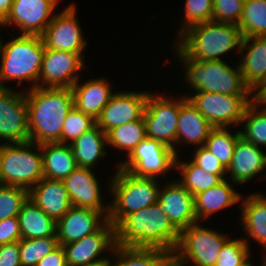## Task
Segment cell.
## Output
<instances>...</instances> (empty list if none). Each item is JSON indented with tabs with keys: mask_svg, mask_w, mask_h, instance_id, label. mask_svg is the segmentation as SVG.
<instances>
[{
	"mask_svg": "<svg viewBox=\"0 0 266 266\" xmlns=\"http://www.w3.org/2000/svg\"><path fill=\"white\" fill-rule=\"evenodd\" d=\"M29 141L39 145L61 143L67 113L74 106L72 88H25Z\"/></svg>",
	"mask_w": 266,
	"mask_h": 266,
	"instance_id": "obj_1",
	"label": "cell"
},
{
	"mask_svg": "<svg viewBox=\"0 0 266 266\" xmlns=\"http://www.w3.org/2000/svg\"><path fill=\"white\" fill-rule=\"evenodd\" d=\"M180 231L156 203L125 216L115 226L117 245L156 247L172 254L178 244Z\"/></svg>",
	"mask_w": 266,
	"mask_h": 266,
	"instance_id": "obj_2",
	"label": "cell"
},
{
	"mask_svg": "<svg viewBox=\"0 0 266 266\" xmlns=\"http://www.w3.org/2000/svg\"><path fill=\"white\" fill-rule=\"evenodd\" d=\"M176 37L173 42L197 61H222L232 50L238 54L243 39L238 25L212 20L193 25Z\"/></svg>",
	"mask_w": 266,
	"mask_h": 266,
	"instance_id": "obj_3",
	"label": "cell"
},
{
	"mask_svg": "<svg viewBox=\"0 0 266 266\" xmlns=\"http://www.w3.org/2000/svg\"><path fill=\"white\" fill-rule=\"evenodd\" d=\"M181 66L187 86L195 92H214L228 95H253L246 86L239 65L228 61H197L187 56L175 43L172 44ZM227 62V63H226ZM185 68V69H184Z\"/></svg>",
	"mask_w": 266,
	"mask_h": 266,
	"instance_id": "obj_4",
	"label": "cell"
},
{
	"mask_svg": "<svg viewBox=\"0 0 266 266\" xmlns=\"http://www.w3.org/2000/svg\"><path fill=\"white\" fill-rule=\"evenodd\" d=\"M15 37V38H14ZM0 35V87L5 82H29V89L38 85L45 45L41 36L18 35L3 43Z\"/></svg>",
	"mask_w": 266,
	"mask_h": 266,
	"instance_id": "obj_5",
	"label": "cell"
},
{
	"mask_svg": "<svg viewBox=\"0 0 266 266\" xmlns=\"http://www.w3.org/2000/svg\"><path fill=\"white\" fill-rule=\"evenodd\" d=\"M106 183L110 187L108 221L115 227L125 216L146 208L158 201L160 181L153 177H139L118 166Z\"/></svg>",
	"mask_w": 266,
	"mask_h": 266,
	"instance_id": "obj_6",
	"label": "cell"
},
{
	"mask_svg": "<svg viewBox=\"0 0 266 266\" xmlns=\"http://www.w3.org/2000/svg\"><path fill=\"white\" fill-rule=\"evenodd\" d=\"M43 177L41 145L32 141L0 144V185L30 190Z\"/></svg>",
	"mask_w": 266,
	"mask_h": 266,
	"instance_id": "obj_7",
	"label": "cell"
},
{
	"mask_svg": "<svg viewBox=\"0 0 266 266\" xmlns=\"http://www.w3.org/2000/svg\"><path fill=\"white\" fill-rule=\"evenodd\" d=\"M229 238L220 230L203 227L200 222L191 224L180 231L179 241L170 255V261L172 264L190 262L189 266H214L222 246Z\"/></svg>",
	"mask_w": 266,
	"mask_h": 266,
	"instance_id": "obj_8",
	"label": "cell"
},
{
	"mask_svg": "<svg viewBox=\"0 0 266 266\" xmlns=\"http://www.w3.org/2000/svg\"><path fill=\"white\" fill-rule=\"evenodd\" d=\"M186 99L185 95L175 98L150 91L143 113L146 136L170 147L176 155L180 154L176 148L178 117L180 106Z\"/></svg>",
	"mask_w": 266,
	"mask_h": 266,
	"instance_id": "obj_9",
	"label": "cell"
},
{
	"mask_svg": "<svg viewBox=\"0 0 266 266\" xmlns=\"http://www.w3.org/2000/svg\"><path fill=\"white\" fill-rule=\"evenodd\" d=\"M176 154L165 144L146 137L116 167L139 177L164 178L175 170Z\"/></svg>",
	"mask_w": 266,
	"mask_h": 266,
	"instance_id": "obj_10",
	"label": "cell"
},
{
	"mask_svg": "<svg viewBox=\"0 0 266 266\" xmlns=\"http://www.w3.org/2000/svg\"><path fill=\"white\" fill-rule=\"evenodd\" d=\"M185 96L214 128L240 127L245 108L253 100V95L214 92H194Z\"/></svg>",
	"mask_w": 266,
	"mask_h": 266,
	"instance_id": "obj_11",
	"label": "cell"
},
{
	"mask_svg": "<svg viewBox=\"0 0 266 266\" xmlns=\"http://www.w3.org/2000/svg\"><path fill=\"white\" fill-rule=\"evenodd\" d=\"M0 141L1 144L29 141L25 90L14 91L9 86L0 87Z\"/></svg>",
	"mask_w": 266,
	"mask_h": 266,
	"instance_id": "obj_12",
	"label": "cell"
},
{
	"mask_svg": "<svg viewBox=\"0 0 266 266\" xmlns=\"http://www.w3.org/2000/svg\"><path fill=\"white\" fill-rule=\"evenodd\" d=\"M76 5L72 2L56 13L41 36L45 48L73 53H83L88 41L77 19Z\"/></svg>",
	"mask_w": 266,
	"mask_h": 266,
	"instance_id": "obj_13",
	"label": "cell"
},
{
	"mask_svg": "<svg viewBox=\"0 0 266 266\" xmlns=\"http://www.w3.org/2000/svg\"><path fill=\"white\" fill-rule=\"evenodd\" d=\"M85 57L84 53L45 48L37 87L72 88L81 79Z\"/></svg>",
	"mask_w": 266,
	"mask_h": 266,
	"instance_id": "obj_14",
	"label": "cell"
},
{
	"mask_svg": "<svg viewBox=\"0 0 266 266\" xmlns=\"http://www.w3.org/2000/svg\"><path fill=\"white\" fill-rule=\"evenodd\" d=\"M60 0H13L7 18L0 24L15 26L20 35L42 36L52 21Z\"/></svg>",
	"mask_w": 266,
	"mask_h": 266,
	"instance_id": "obj_15",
	"label": "cell"
},
{
	"mask_svg": "<svg viewBox=\"0 0 266 266\" xmlns=\"http://www.w3.org/2000/svg\"><path fill=\"white\" fill-rule=\"evenodd\" d=\"M115 245V227L107 220L96 232L61 246L68 266H86L110 257L104 253H111Z\"/></svg>",
	"mask_w": 266,
	"mask_h": 266,
	"instance_id": "obj_16",
	"label": "cell"
},
{
	"mask_svg": "<svg viewBox=\"0 0 266 266\" xmlns=\"http://www.w3.org/2000/svg\"><path fill=\"white\" fill-rule=\"evenodd\" d=\"M150 91L115 92L96 119V125L107 134L113 128L139 120L144 113Z\"/></svg>",
	"mask_w": 266,
	"mask_h": 266,
	"instance_id": "obj_17",
	"label": "cell"
},
{
	"mask_svg": "<svg viewBox=\"0 0 266 266\" xmlns=\"http://www.w3.org/2000/svg\"><path fill=\"white\" fill-rule=\"evenodd\" d=\"M161 185L159 190V209L167 215L179 230L197 223L194 196L177 180Z\"/></svg>",
	"mask_w": 266,
	"mask_h": 266,
	"instance_id": "obj_18",
	"label": "cell"
},
{
	"mask_svg": "<svg viewBox=\"0 0 266 266\" xmlns=\"http://www.w3.org/2000/svg\"><path fill=\"white\" fill-rule=\"evenodd\" d=\"M63 182L72 206L93 209L108 218L109 204L106 203L110 202L103 203L101 185L93 169L77 167Z\"/></svg>",
	"mask_w": 266,
	"mask_h": 266,
	"instance_id": "obj_19",
	"label": "cell"
},
{
	"mask_svg": "<svg viewBox=\"0 0 266 266\" xmlns=\"http://www.w3.org/2000/svg\"><path fill=\"white\" fill-rule=\"evenodd\" d=\"M266 153L259 146L240 137L236 143L230 165L226 169L227 178L237 185L249 183L257 175L266 178ZM230 174V175H229Z\"/></svg>",
	"mask_w": 266,
	"mask_h": 266,
	"instance_id": "obj_20",
	"label": "cell"
},
{
	"mask_svg": "<svg viewBox=\"0 0 266 266\" xmlns=\"http://www.w3.org/2000/svg\"><path fill=\"white\" fill-rule=\"evenodd\" d=\"M108 218L99 211L72 206L70 210L57 221L56 235L59 245L79 241L87 235L96 232Z\"/></svg>",
	"mask_w": 266,
	"mask_h": 266,
	"instance_id": "obj_21",
	"label": "cell"
},
{
	"mask_svg": "<svg viewBox=\"0 0 266 266\" xmlns=\"http://www.w3.org/2000/svg\"><path fill=\"white\" fill-rule=\"evenodd\" d=\"M239 54L243 80L253 93L266 81V36L244 37Z\"/></svg>",
	"mask_w": 266,
	"mask_h": 266,
	"instance_id": "obj_22",
	"label": "cell"
},
{
	"mask_svg": "<svg viewBox=\"0 0 266 266\" xmlns=\"http://www.w3.org/2000/svg\"><path fill=\"white\" fill-rule=\"evenodd\" d=\"M29 198L56 222L72 207L63 180L43 177L29 190Z\"/></svg>",
	"mask_w": 266,
	"mask_h": 266,
	"instance_id": "obj_23",
	"label": "cell"
},
{
	"mask_svg": "<svg viewBox=\"0 0 266 266\" xmlns=\"http://www.w3.org/2000/svg\"><path fill=\"white\" fill-rule=\"evenodd\" d=\"M240 202V226L247 237L244 241L251 248L248 239H253L251 241L257 242L263 248L262 252L266 251V198L263 193L255 192L246 197L242 195Z\"/></svg>",
	"mask_w": 266,
	"mask_h": 266,
	"instance_id": "obj_24",
	"label": "cell"
},
{
	"mask_svg": "<svg viewBox=\"0 0 266 266\" xmlns=\"http://www.w3.org/2000/svg\"><path fill=\"white\" fill-rule=\"evenodd\" d=\"M80 81L78 79L72 86L73 104L84 114L96 120L114 94L111 82L103 77L89 79L84 83Z\"/></svg>",
	"mask_w": 266,
	"mask_h": 266,
	"instance_id": "obj_25",
	"label": "cell"
},
{
	"mask_svg": "<svg viewBox=\"0 0 266 266\" xmlns=\"http://www.w3.org/2000/svg\"><path fill=\"white\" fill-rule=\"evenodd\" d=\"M236 185L235 183H230L226 178L218 185L195 195L197 222L201 223L218 211L238 203L240 204L242 193L240 194L235 190L234 186Z\"/></svg>",
	"mask_w": 266,
	"mask_h": 266,
	"instance_id": "obj_26",
	"label": "cell"
},
{
	"mask_svg": "<svg viewBox=\"0 0 266 266\" xmlns=\"http://www.w3.org/2000/svg\"><path fill=\"white\" fill-rule=\"evenodd\" d=\"M214 127L187 98L180 106L177 123L176 145L183 142L196 147L204 146L205 141Z\"/></svg>",
	"mask_w": 266,
	"mask_h": 266,
	"instance_id": "obj_27",
	"label": "cell"
},
{
	"mask_svg": "<svg viewBox=\"0 0 266 266\" xmlns=\"http://www.w3.org/2000/svg\"><path fill=\"white\" fill-rule=\"evenodd\" d=\"M70 147L77 167L94 169L107 156V134L95 125L71 143Z\"/></svg>",
	"mask_w": 266,
	"mask_h": 266,
	"instance_id": "obj_28",
	"label": "cell"
},
{
	"mask_svg": "<svg viewBox=\"0 0 266 266\" xmlns=\"http://www.w3.org/2000/svg\"><path fill=\"white\" fill-rule=\"evenodd\" d=\"M43 176L52 180H64L76 168L70 145L61 143L41 144Z\"/></svg>",
	"mask_w": 266,
	"mask_h": 266,
	"instance_id": "obj_29",
	"label": "cell"
},
{
	"mask_svg": "<svg viewBox=\"0 0 266 266\" xmlns=\"http://www.w3.org/2000/svg\"><path fill=\"white\" fill-rule=\"evenodd\" d=\"M109 255L110 266H165L171 257L161 248L121 246L117 244Z\"/></svg>",
	"mask_w": 266,
	"mask_h": 266,
	"instance_id": "obj_30",
	"label": "cell"
},
{
	"mask_svg": "<svg viewBox=\"0 0 266 266\" xmlns=\"http://www.w3.org/2000/svg\"><path fill=\"white\" fill-rule=\"evenodd\" d=\"M17 217L21 239L57 236V222L46 215L30 198L23 204Z\"/></svg>",
	"mask_w": 266,
	"mask_h": 266,
	"instance_id": "obj_31",
	"label": "cell"
},
{
	"mask_svg": "<svg viewBox=\"0 0 266 266\" xmlns=\"http://www.w3.org/2000/svg\"><path fill=\"white\" fill-rule=\"evenodd\" d=\"M180 154L176 156L175 170L181 177L177 178L193 196L204 192L209 188L218 185L224 179L226 174L208 173L203 168L197 166L192 160L184 161L180 159Z\"/></svg>",
	"mask_w": 266,
	"mask_h": 266,
	"instance_id": "obj_32",
	"label": "cell"
},
{
	"mask_svg": "<svg viewBox=\"0 0 266 266\" xmlns=\"http://www.w3.org/2000/svg\"><path fill=\"white\" fill-rule=\"evenodd\" d=\"M146 124L143 116L139 120L117 126L107 133V146L124 151L129 156L135 147L146 138Z\"/></svg>",
	"mask_w": 266,
	"mask_h": 266,
	"instance_id": "obj_33",
	"label": "cell"
},
{
	"mask_svg": "<svg viewBox=\"0 0 266 266\" xmlns=\"http://www.w3.org/2000/svg\"><path fill=\"white\" fill-rule=\"evenodd\" d=\"M239 129L241 137L263 149L266 148V108L252 100L245 108Z\"/></svg>",
	"mask_w": 266,
	"mask_h": 266,
	"instance_id": "obj_34",
	"label": "cell"
},
{
	"mask_svg": "<svg viewBox=\"0 0 266 266\" xmlns=\"http://www.w3.org/2000/svg\"><path fill=\"white\" fill-rule=\"evenodd\" d=\"M231 132L233 131H229V128H213L204 144V147L213 153L226 169L231 163L236 143L241 137L238 129L234 130L235 133Z\"/></svg>",
	"mask_w": 266,
	"mask_h": 266,
	"instance_id": "obj_35",
	"label": "cell"
},
{
	"mask_svg": "<svg viewBox=\"0 0 266 266\" xmlns=\"http://www.w3.org/2000/svg\"><path fill=\"white\" fill-rule=\"evenodd\" d=\"M238 27L243 38L266 36V0H245Z\"/></svg>",
	"mask_w": 266,
	"mask_h": 266,
	"instance_id": "obj_36",
	"label": "cell"
},
{
	"mask_svg": "<svg viewBox=\"0 0 266 266\" xmlns=\"http://www.w3.org/2000/svg\"><path fill=\"white\" fill-rule=\"evenodd\" d=\"M21 266H37L39 261L58 246L57 236L21 239L18 242Z\"/></svg>",
	"mask_w": 266,
	"mask_h": 266,
	"instance_id": "obj_37",
	"label": "cell"
},
{
	"mask_svg": "<svg viewBox=\"0 0 266 266\" xmlns=\"http://www.w3.org/2000/svg\"><path fill=\"white\" fill-rule=\"evenodd\" d=\"M96 125V120L73 106L67 113L62 129V144L70 145Z\"/></svg>",
	"mask_w": 266,
	"mask_h": 266,
	"instance_id": "obj_38",
	"label": "cell"
},
{
	"mask_svg": "<svg viewBox=\"0 0 266 266\" xmlns=\"http://www.w3.org/2000/svg\"><path fill=\"white\" fill-rule=\"evenodd\" d=\"M28 198L26 188L0 185V221L17 217Z\"/></svg>",
	"mask_w": 266,
	"mask_h": 266,
	"instance_id": "obj_39",
	"label": "cell"
},
{
	"mask_svg": "<svg viewBox=\"0 0 266 266\" xmlns=\"http://www.w3.org/2000/svg\"><path fill=\"white\" fill-rule=\"evenodd\" d=\"M231 237L222 246L214 266H240L251 258V249L244 241V235L242 238Z\"/></svg>",
	"mask_w": 266,
	"mask_h": 266,
	"instance_id": "obj_40",
	"label": "cell"
},
{
	"mask_svg": "<svg viewBox=\"0 0 266 266\" xmlns=\"http://www.w3.org/2000/svg\"><path fill=\"white\" fill-rule=\"evenodd\" d=\"M184 17L179 22L181 34L187 28L212 20L213 0H186L184 5Z\"/></svg>",
	"mask_w": 266,
	"mask_h": 266,
	"instance_id": "obj_41",
	"label": "cell"
},
{
	"mask_svg": "<svg viewBox=\"0 0 266 266\" xmlns=\"http://www.w3.org/2000/svg\"><path fill=\"white\" fill-rule=\"evenodd\" d=\"M245 0H213L212 21L239 25Z\"/></svg>",
	"mask_w": 266,
	"mask_h": 266,
	"instance_id": "obj_42",
	"label": "cell"
},
{
	"mask_svg": "<svg viewBox=\"0 0 266 266\" xmlns=\"http://www.w3.org/2000/svg\"><path fill=\"white\" fill-rule=\"evenodd\" d=\"M193 153V159L191 160L206 172L212 174H226V168L223 164L204 146L195 148V152L193 150Z\"/></svg>",
	"mask_w": 266,
	"mask_h": 266,
	"instance_id": "obj_43",
	"label": "cell"
},
{
	"mask_svg": "<svg viewBox=\"0 0 266 266\" xmlns=\"http://www.w3.org/2000/svg\"><path fill=\"white\" fill-rule=\"evenodd\" d=\"M21 240L18 217H10L0 221V245L19 242Z\"/></svg>",
	"mask_w": 266,
	"mask_h": 266,
	"instance_id": "obj_44",
	"label": "cell"
},
{
	"mask_svg": "<svg viewBox=\"0 0 266 266\" xmlns=\"http://www.w3.org/2000/svg\"><path fill=\"white\" fill-rule=\"evenodd\" d=\"M0 266H21L18 242L0 245Z\"/></svg>",
	"mask_w": 266,
	"mask_h": 266,
	"instance_id": "obj_45",
	"label": "cell"
},
{
	"mask_svg": "<svg viewBox=\"0 0 266 266\" xmlns=\"http://www.w3.org/2000/svg\"><path fill=\"white\" fill-rule=\"evenodd\" d=\"M37 266H68L62 246L59 245L54 251L42 258Z\"/></svg>",
	"mask_w": 266,
	"mask_h": 266,
	"instance_id": "obj_46",
	"label": "cell"
},
{
	"mask_svg": "<svg viewBox=\"0 0 266 266\" xmlns=\"http://www.w3.org/2000/svg\"><path fill=\"white\" fill-rule=\"evenodd\" d=\"M253 100L260 107H266V81L253 92Z\"/></svg>",
	"mask_w": 266,
	"mask_h": 266,
	"instance_id": "obj_47",
	"label": "cell"
},
{
	"mask_svg": "<svg viewBox=\"0 0 266 266\" xmlns=\"http://www.w3.org/2000/svg\"><path fill=\"white\" fill-rule=\"evenodd\" d=\"M12 4L13 0H0V24L7 18Z\"/></svg>",
	"mask_w": 266,
	"mask_h": 266,
	"instance_id": "obj_48",
	"label": "cell"
},
{
	"mask_svg": "<svg viewBox=\"0 0 266 266\" xmlns=\"http://www.w3.org/2000/svg\"><path fill=\"white\" fill-rule=\"evenodd\" d=\"M86 266H110V257L95 263L88 264Z\"/></svg>",
	"mask_w": 266,
	"mask_h": 266,
	"instance_id": "obj_49",
	"label": "cell"
},
{
	"mask_svg": "<svg viewBox=\"0 0 266 266\" xmlns=\"http://www.w3.org/2000/svg\"><path fill=\"white\" fill-rule=\"evenodd\" d=\"M240 266H254V264H253V262L252 261H250L249 259L246 261V262H244L242 265H240Z\"/></svg>",
	"mask_w": 266,
	"mask_h": 266,
	"instance_id": "obj_50",
	"label": "cell"
},
{
	"mask_svg": "<svg viewBox=\"0 0 266 266\" xmlns=\"http://www.w3.org/2000/svg\"><path fill=\"white\" fill-rule=\"evenodd\" d=\"M263 258H262V262H261V266H266V253L265 254H263V256H262Z\"/></svg>",
	"mask_w": 266,
	"mask_h": 266,
	"instance_id": "obj_51",
	"label": "cell"
},
{
	"mask_svg": "<svg viewBox=\"0 0 266 266\" xmlns=\"http://www.w3.org/2000/svg\"><path fill=\"white\" fill-rule=\"evenodd\" d=\"M189 266V264H172V266Z\"/></svg>",
	"mask_w": 266,
	"mask_h": 266,
	"instance_id": "obj_52",
	"label": "cell"
},
{
	"mask_svg": "<svg viewBox=\"0 0 266 266\" xmlns=\"http://www.w3.org/2000/svg\"><path fill=\"white\" fill-rule=\"evenodd\" d=\"M165 266H172L171 261H169Z\"/></svg>",
	"mask_w": 266,
	"mask_h": 266,
	"instance_id": "obj_53",
	"label": "cell"
}]
</instances>
